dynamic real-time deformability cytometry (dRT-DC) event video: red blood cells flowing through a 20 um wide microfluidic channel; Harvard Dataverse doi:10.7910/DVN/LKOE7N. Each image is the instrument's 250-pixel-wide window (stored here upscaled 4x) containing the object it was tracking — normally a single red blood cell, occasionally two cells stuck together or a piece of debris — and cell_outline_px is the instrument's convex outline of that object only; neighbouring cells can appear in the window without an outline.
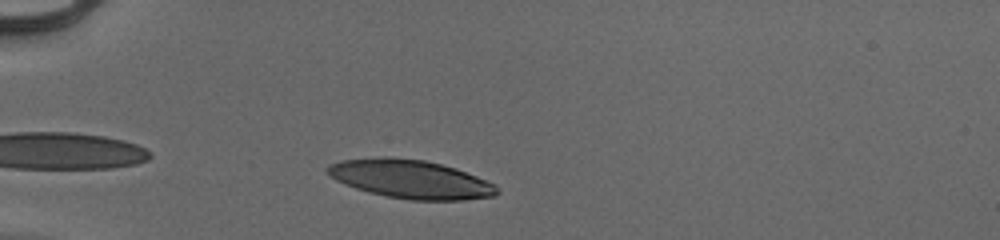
{"species": "human", "species_latin": "Homo sapiens", "temperature_condition": "cold", "stored_images_in_passage": 33, "camera_frame_rate_fps": 3000, "um_per_image_px": 0.085, "donor": {"sex": "male"}, "frame": {"image": 1, "passage_image": 3, "time_ms": 0.667, "image_size_px": [1000, 240], "cell_outline_px": [[500, 192], [496, 196], [464, 200], [408, 200], [368, 192], [344, 184], [336, 180], [324, 168], [328, 164], [344, 160], [424, 160], [456, 168], [496, 184], [500, 188]], "centroid_in_image_um": [35.0, 15.29], "position_along_channel_um": 50.0, "area_um2": 36.99}}
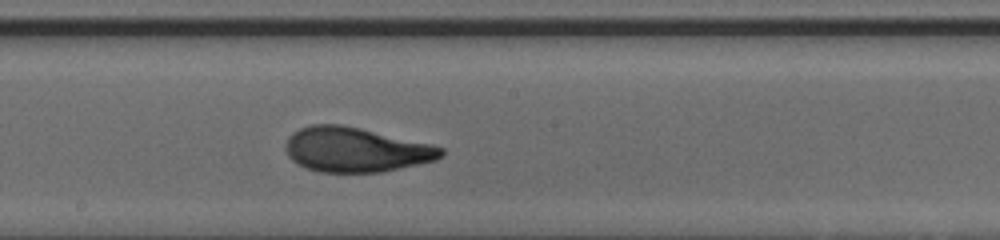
{"frame": {"image": 2, "passage_image": 18, "time_ms": 5.667, "image_size_px": [1000, 240], "cell_outline_px": [[444, 156], [436, 160], [400, 168], [380, 172], [320, 172], [308, 168], [292, 160], [288, 156], [288, 136], [292, 132], [300, 128], [312, 124], [340, 124], [360, 128], [432, 144], [444, 148]], "centroid_in_image_um": [30.28, 12.72], "position_along_channel_um": 217.9, "area_um2": 40.17}}
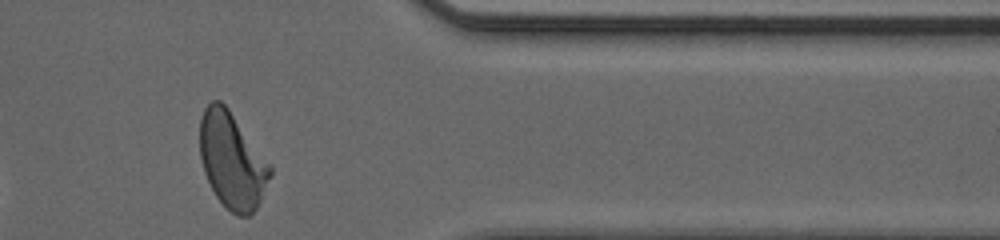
{"frame": {"image": 3, "passage_image": 32, "time_ms": 10.333, "image_size_px": [1000, 240], "cell_outline_px": [[272, 176], [256, 208], [248, 216], [236, 216], [216, 196], [204, 172], [200, 156], [200, 116], [204, 108], [212, 100], [220, 100], [228, 108], [272, 164]], "centroid_in_image_um": [19.74, 13.62], "position_along_channel_um": 391.7, "area_um2": 39.36}, "authors_computed_cell_mechanics": {"area_um2": 39.3618, "velocity_mm_per_s": 3.9618, "shape_relaxation_time_tau1_ms": 3.6456, "shape_relaxation_time_tau2_ms": 1.0759, "deformation_change_tau1": 0.1916, "deformation_change_tau2": 0.0724}}